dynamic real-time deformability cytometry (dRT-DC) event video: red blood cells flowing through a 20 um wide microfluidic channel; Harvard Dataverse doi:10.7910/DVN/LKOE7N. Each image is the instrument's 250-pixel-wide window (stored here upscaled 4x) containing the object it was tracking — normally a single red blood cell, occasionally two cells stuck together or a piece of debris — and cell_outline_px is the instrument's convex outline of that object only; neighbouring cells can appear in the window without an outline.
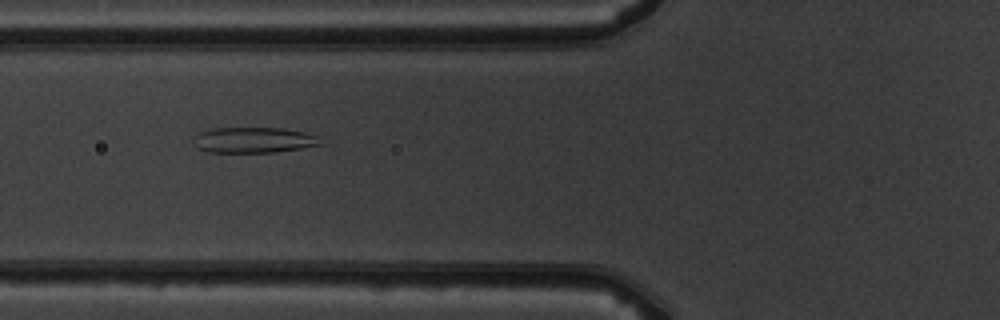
{"species": "common noctule bat (a hibernating species)", "species_latin": "Nyctalus noctula", "temperature_condition": "warm", "stored_images_in_passage": 7, "camera_frame_rate_fps": 3000, "um_per_image_px": 0.085, "animal": {"sex": "male", "body_mass_g": 19.5, "forearm_length_mm": 54.6}, "frame": {"image": 1, "passage_image": 4, "time_ms": 3.667, "image_size_px": [1000, 320], "cell_outline_px": [[324, 144], [276, 152], [208, 152], [196, 148], [192, 136], [196, 132], [212, 128], [284, 128], [304, 132], [320, 136]], "centroid_in_image_um": [21.54, 11.89], "position_along_channel_um": 104.3, "area_um2": 19.31}}
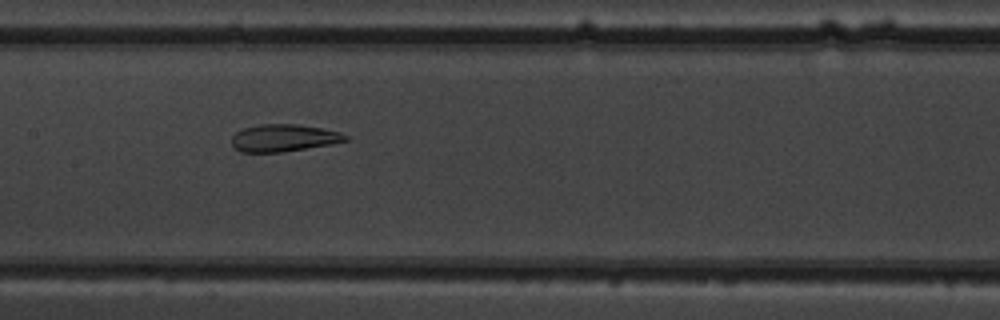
{"frame": {"image": 2, "passage_image": 6, "time_ms": 5.667, "image_size_px": [1000, 320], "cell_outline_px": [[348, 140], [332, 144], [280, 152], [240, 152], [232, 144], [232, 136], [236, 132], [244, 128], [260, 124], [296, 124], [320, 128], [340, 132], [348, 136]], "centroid_in_image_um": [24.11, 11.72], "position_along_channel_um": 183.3, "area_um2": 17.92}}
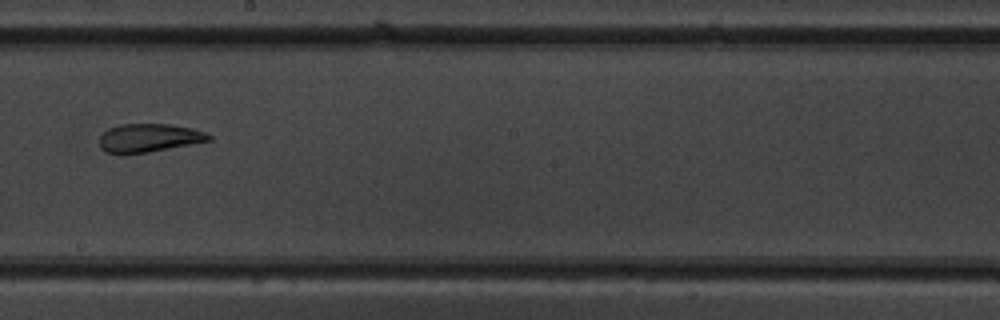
{"frame": {"image": 3, "passage_image": 7, "time_ms": 7.0, "image_size_px": [1000, 320], "cell_outline_px": [[212, 140], [148, 152], [104, 152], [100, 148], [100, 136], [108, 128], [120, 124], [168, 124], [192, 128], [204, 132], [212, 136]], "centroid_in_image_um": [12.67, 11.7], "position_along_channel_um": 235.5, "area_um2": 17.74}}